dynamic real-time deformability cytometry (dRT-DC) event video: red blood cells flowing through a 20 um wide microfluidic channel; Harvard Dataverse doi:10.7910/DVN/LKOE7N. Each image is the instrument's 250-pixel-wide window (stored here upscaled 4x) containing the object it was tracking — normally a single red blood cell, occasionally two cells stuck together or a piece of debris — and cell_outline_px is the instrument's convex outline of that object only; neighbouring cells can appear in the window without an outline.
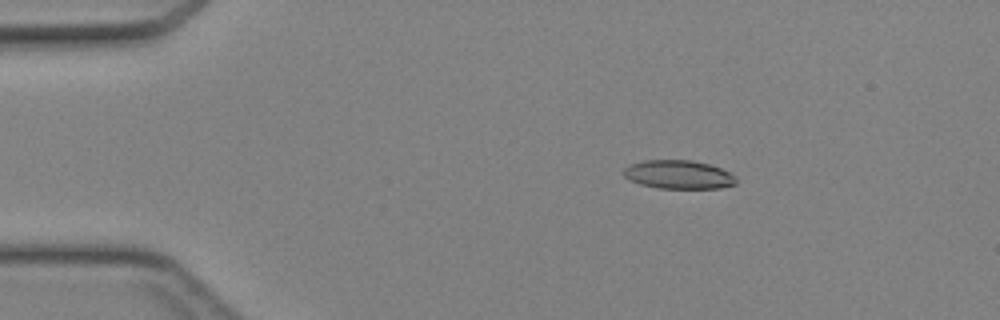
{"species": "Egyptian fruit bat (a non-hibernating species)", "species_latin": "Rousettus aegyptiacus", "temperature_condition": "cold", "stored_images_in_passage": 8, "segment_of_instrument_passage": [2, 2], "camera_frame_rate_fps": 3000, "um_per_image_px": 0.085, "animal": {"sex": "female"}, "frame": {"image": 1, "passage_image": 8, "time_ms": 2.333, "image_size_px": [1000, 320], "cell_outline_px": [[736, 184], [720, 188], [656, 188], [640, 184], [628, 180], [624, 176], [624, 168], [628, 164], [644, 160], [692, 160], [708, 164], [720, 168], [736, 176]], "centroid_in_image_um": [57.64, 14.84], "position_along_channel_um": 27.4, "area_um2": 18.84}}